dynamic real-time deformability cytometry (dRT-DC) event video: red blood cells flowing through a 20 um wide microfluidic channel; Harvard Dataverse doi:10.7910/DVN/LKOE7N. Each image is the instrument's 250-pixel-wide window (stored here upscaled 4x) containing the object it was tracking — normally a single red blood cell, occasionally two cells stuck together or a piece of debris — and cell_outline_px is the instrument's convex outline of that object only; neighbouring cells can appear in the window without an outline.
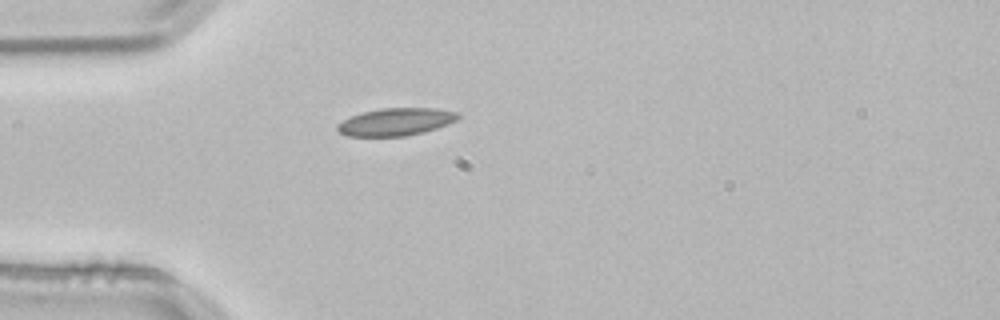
{"species": "common noctule bat (a hibernating species)", "species_latin": "Nyctalus noctula", "temperature_condition": "room temperature", "stored_images_in_passage": 39, "camera_frame_rate_fps": 3000, "um_per_image_px": 0.085, "animal": {"sex": "male", "body_mass_g": 21.5, "forearm_length_mm": 52.0}, "frame": {"image": 1, "passage_image": 1, "time_ms": 0.0, "image_size_px": [1000, 320], "cell_outline_px": [[460, 116], [456, 120], [448, 124], [424, 132], [404, 136], [348, 136], [340, 132], [336, 128], [336, 124], [352, 116], [364, 112], [380, 108], [436, 108], [460, 112]], "centroid_in_image_um": [33.68, 10.35], "position_along_channel_um": 51.3, "area_um2": 19.31}}
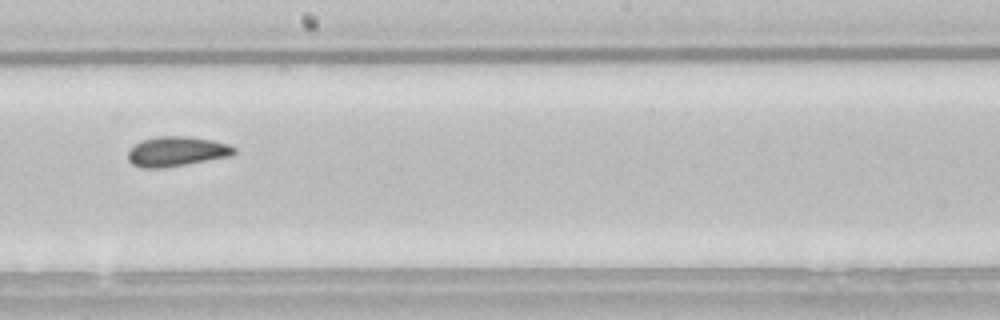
{"frame": {"image": 2, "passage_image": 16, "time_ms": 5.0, "image_size_px": [1000, 320], "cell_outline_px": [[236, 152], [232, 156], [160, 168], [144, 168], [132, 164], [128, 160], [128, 152], [136, 144], [144, 140], [156, 136], [192, 136], [212, 140], [228, 144], [236, 148]], "centroid_in_image_um": [15.04, 12.86], "position_along_channel_um": 233.2, "area_um2": 18.32}}
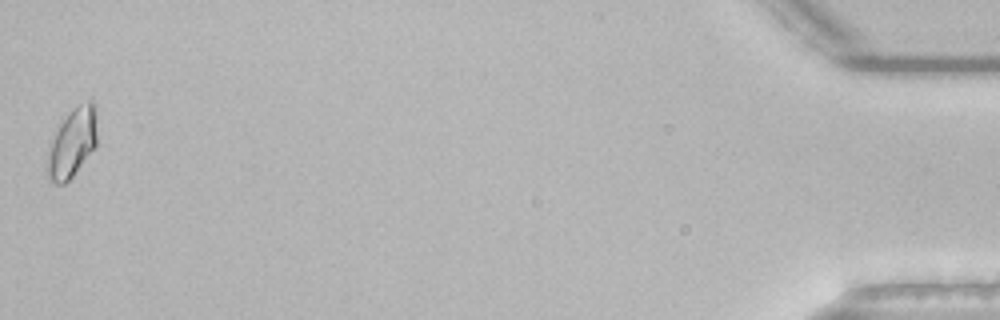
{"frame": {"image": 3, "passage_image": 39, "time_ms": 12.667, "image_size_px": [1000, 320], "cell_outline_px": [[96, 148], [72, 176], [64, 184], [56, 184], [48, 176], [48, 156], [52, 140], [60, 124], [72, 108], [88, 100], [92, 100], [96, 104]], "centroid_in_image_um": [6.19, 12.11], "position_along_channel_um": 429.0, "area_um2": 19.71}, "authors_computed_cell_mechanics": {"area_um2": 17.9758, "velocity_mm_per_s": 3.8284, "shape_relaxation_time_tau1_ms": null, "shape_relaxation_time_tau2_ms": 2.7281, "deformation_change_tau1": null, "deformation_change_tau2": 0.0586}}